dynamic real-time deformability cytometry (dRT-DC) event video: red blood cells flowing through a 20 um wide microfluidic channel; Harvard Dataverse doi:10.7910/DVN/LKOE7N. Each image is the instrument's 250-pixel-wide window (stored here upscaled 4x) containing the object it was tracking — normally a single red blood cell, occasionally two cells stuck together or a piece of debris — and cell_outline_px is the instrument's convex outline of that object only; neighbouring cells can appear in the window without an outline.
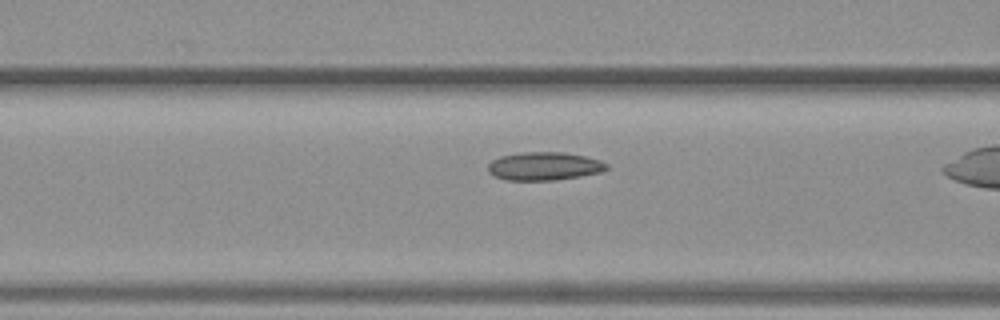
{"species": "common noctule bat (a hibernating species)", "species_latin": "Nyctalus noctula", "temperature_condition": "warm", "stored_images_in_passage": 27, "camera_frame_rate_fps": 3000, "um_per_image_px": 0.085, "animal": {"sex": "female", "body_mass_g": 19.3, "forearm_length_mm": 54.1}, "frame": {"image": 1, "passage_image": 7, "time_ms": 2.0, "image_size_px": [1000, 320], "cell_outline_px": [[608, 168], [600, 172], [580, 176], [556, 180], [508, 180], [492, 176], [488, 172], [488, 164], [492, 160], [500, 156], [520, 152], [564, 152], [584, 156], [600, 160], [608, 164]], "centroid_in_image_um": [46.23, 14.12], "position_along_channel_um": 120.4, "area_um2": 19.59}}
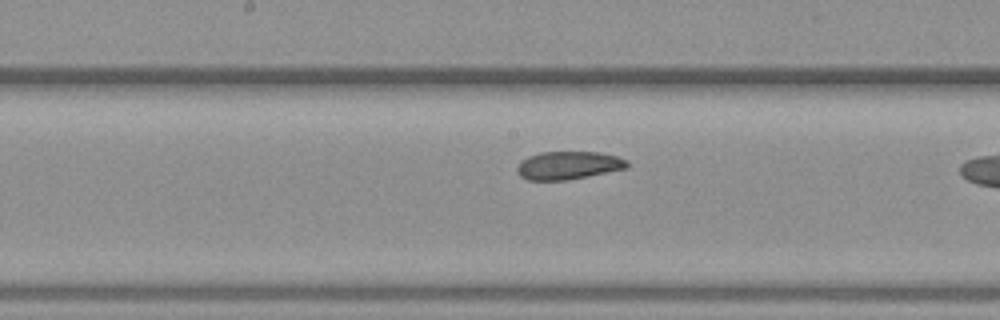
{"frame": {"image": 2, "passage_image": 13, "time_ms": 4.0, "image_size_px": [1000, 320], "cell_outline_px": [[628, 168], [568, 180], [528, 180], [520, 176], [516, 172], [516, 168], [520, 160], [528, 156], [540, 152], [600, 152], [616, 156], [628, 160]], "centroid_in_image_um": [48.29, 14.05], "position_along_channel_um": 199.9, "area_um2": 18.15}}
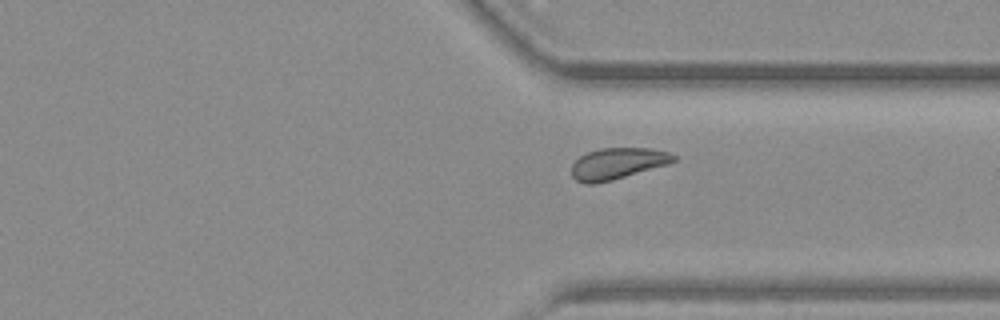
{"frame": {"image": 3, "passage_image": 25, "time_ms": 8.0, "image_size_px": [1000, 320], "cell_outline_px": [[676, 160], [668, 164], [612, 180], [596, 184], [584, 184], [576, 180], [572, 176], [572, 164], [580, 156], [588, 152], [600, 148], [652, 148], [668, 152], [676, 156]], "centroid_in_image_um": [52.48, 13.9], "position_along_channel_um": 358.9, "area_um2": 18.61}}